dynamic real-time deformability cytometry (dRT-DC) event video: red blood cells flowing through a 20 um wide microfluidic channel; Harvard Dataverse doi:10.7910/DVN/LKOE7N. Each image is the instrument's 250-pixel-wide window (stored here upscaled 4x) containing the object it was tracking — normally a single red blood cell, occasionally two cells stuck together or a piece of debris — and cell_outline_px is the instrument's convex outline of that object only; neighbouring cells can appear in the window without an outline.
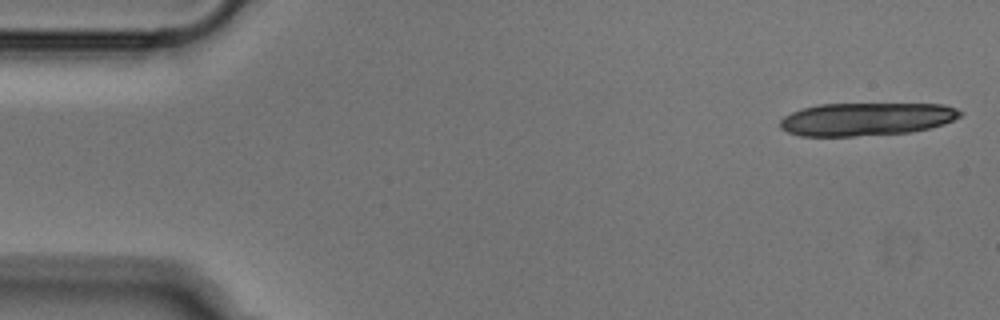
{"species": "Egyptian fruit bat (a non-hibernating species)", "species_latin": "Rousettus aegyptiacus", "temperature_condition": "cold", "stored_images_in_passage": 14, "camera_frame_rate_fps": 3000, "um_per_image_px": 0.085, "animal": {"sex": "male"}, "frame": {"image": 1, "passage_image": 1, "time_ms": 0.0, "image_size_px": [1000, 320], "cell_outline_px": [[964, 112], [960, 116], [944, 124], [912, 132], [852, 136], [800, 136], [788, 132], [780, 128], [780, 120], [784, 116], [792, 112], [816, 104], [944, 104], [956, 108]], "centroid_in_image_um": [73.64, 10.12], "position_along_channel_um": 11.4, "area_um2": 34.62}}